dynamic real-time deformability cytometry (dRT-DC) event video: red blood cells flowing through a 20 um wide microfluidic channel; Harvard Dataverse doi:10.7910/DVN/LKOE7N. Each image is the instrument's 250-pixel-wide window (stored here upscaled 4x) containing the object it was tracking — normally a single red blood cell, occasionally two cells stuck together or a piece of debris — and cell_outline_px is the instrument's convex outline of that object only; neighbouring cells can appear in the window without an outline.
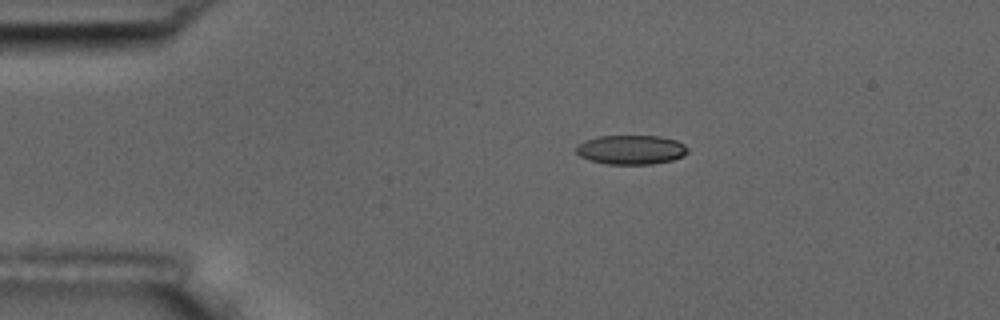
{"species": "common noctule bat (a hibernating species)", "species_latin": "Nyctalus noctula", "temperature_condition": "room temperature", "stored_images_in_passage": 15, "camera_frame_rate_fps": 3000, "um_per_image_px": 0.085, "animal": {"sex": "male", "body_mass_g": 17.5, "forearm_length_mm": 52.3}, "frame": {"image": 1, "passage_image": 3, "time_ms": 3.333, "image_size_px": [1000, 320], "cell_outline_px": [[688, 152], [684, 156], [672, 160], [652, 164], [604, 164], [588, 160], [580, 156], [576, 152], [576, 144], [584, 140], [596, 136], [660, 136], [676, 140], [684, 144], [688, 148]], "centroid_in_image_um": [53.62, 12.72], "position_along_channel_um": 31.4, "area_um2": 19.31}}
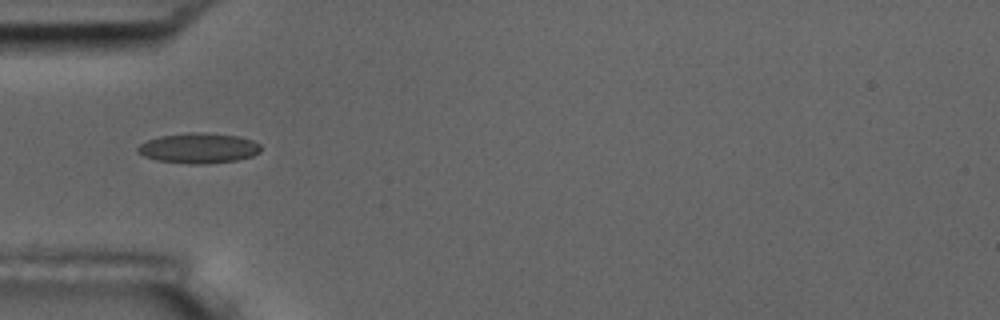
{"frame": {"image": 2, "passage_image": 5, "time_ms": 5.667, "image_size_px": [1000, 320], "cell_outline_px": [[260, 152], [252, 156], [236, 160], [204, 164], [188, 164], [156, 160], [144, 156], [136, 152], [136, 148], [140, 144], [148, 140], [160, 136], [196, 132], [204, 132], [240, 136], [252, 140], [260, 144]], "centroid_in_image_um": [16.88, 12.59], "position_along_channel_um": 68.1, "area_um2": 21.73}}
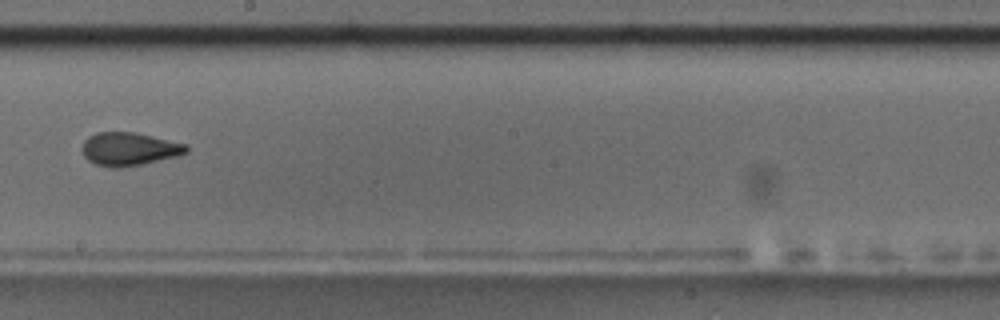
{"frame": {"image": 3, "passage_image": 9, "time_ms": 10.333, "image_size_px": [1000, 320], "cell_outline_px": [[188, 152], [180, 156], [120, 168], [112, 168], [96, 164], [88, 160], [84, 156], [80, 148], [84, 140], [88, 136], [96, 132], [136, 132], [188, 144]], "centroid_in_image_um": [10.98, 12.66], "position_along_channel_um": 237.2, "area_um2": 20.46}, "authors_computed_cell_mechanics": {"area_um2": 19.7676, "velocity_mm_per_s": 3.6292, "shape_relaxation_time_tau1_ms": 3.0854, "shape_relaxation_time_tau2_ms": 0.8997, "deformation_change_tau1": 0.0995, "deformation_change_tau2": 0.0508}}